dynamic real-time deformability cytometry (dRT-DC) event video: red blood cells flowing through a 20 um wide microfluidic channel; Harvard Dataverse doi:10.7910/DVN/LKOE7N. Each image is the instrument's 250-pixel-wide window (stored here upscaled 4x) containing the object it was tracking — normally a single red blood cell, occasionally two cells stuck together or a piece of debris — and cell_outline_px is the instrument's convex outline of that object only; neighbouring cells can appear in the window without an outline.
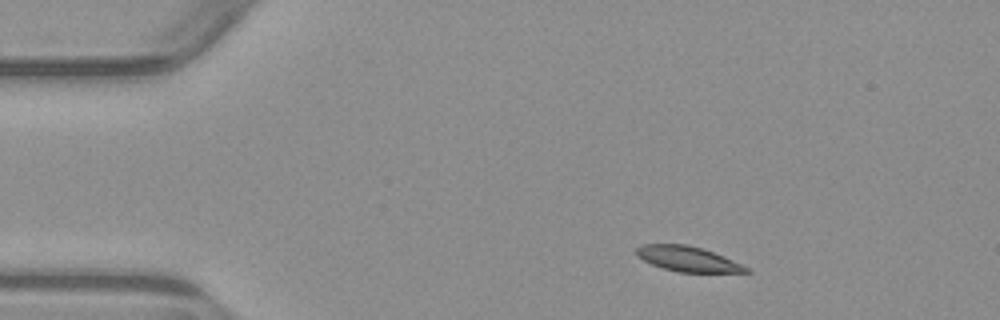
{"species": "common noctule bat (a hibernating species)", "species_latin": "Nyctalus noctula", "temperature_condition": "warm", "stored_images_in_passage": 5, "segment_of_instrument_passage": [1, 2], "camera_frame_rate_fps": 3000, "um_per_image_px": 0.085, "animal": {"sex": "male", "body_mass_g": 23.1, "forearm_length_mm": 52.7}, "frame": {"image": 1, "passage_image": 2, "time_ms": 1.333, "image_size_px": [1000, 320], "cell_outline_px": [[752, 272], [676, 272], [652, 264], [636, 256], [636, 248], [640, 244], [688, 244], [724, 256], [748, 268]], "centroid_in_image_um": [58.41, 22.0], "position_along_channel_um": 26.6, "area_um2": 15.9}}